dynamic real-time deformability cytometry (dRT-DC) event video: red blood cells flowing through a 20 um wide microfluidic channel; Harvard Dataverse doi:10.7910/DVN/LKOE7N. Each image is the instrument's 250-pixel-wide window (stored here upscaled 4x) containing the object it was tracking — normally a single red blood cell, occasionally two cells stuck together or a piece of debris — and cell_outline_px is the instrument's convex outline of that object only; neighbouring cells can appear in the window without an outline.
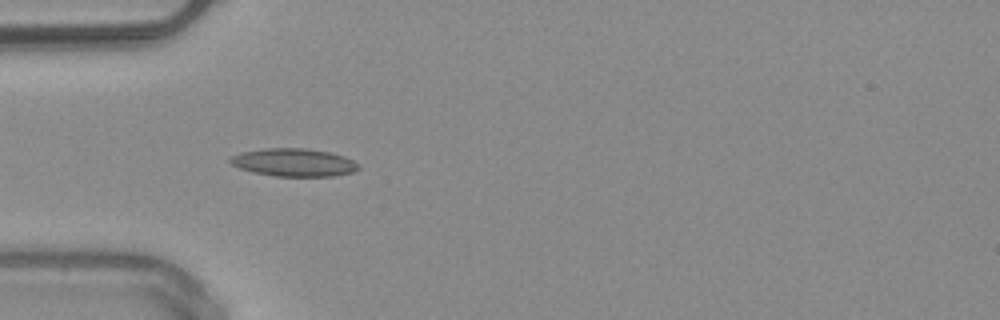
{"species": "common noctule bat (a hibernating species)", "species_latin": "Nyctalus noctula", "temperature_condition": "warm", "stored_images_in_passage": 50, "camera_frame_rate_fps": 3000, "um_per_image_px": 0.085, "animal": {"sex": "male", "body_mass_g": 20.4}, "frame": {"image": 1, "passage_image": 15, "time_ms": 4.667, "image_size_px": [1000, 320], "cell_outline_px": [[360, 168], [352, 172], [336, 176], [276, 176], [252, 172], [240, 168], [232, 164], [228, 160], [232, 156], [240, 152], [264, 148], [308, 148], [328, 152], [344, 156], [360, 164]], "centroid_in_image_um": [24.98, 13.8], "position_along_channel_um": 60.0, "area_um2": 20.92}, "authors_computed_cell_mechanics": {"area_um2": 18.6116, "velocity_mm_per_s": 4.0658, "shape_relaxation_time_tau1_ms": null, "shape_relaxation_time_tau2_ms": 1.769, "deformation_change_tau1": null, "deformation_change_tau2": 0.0998}}